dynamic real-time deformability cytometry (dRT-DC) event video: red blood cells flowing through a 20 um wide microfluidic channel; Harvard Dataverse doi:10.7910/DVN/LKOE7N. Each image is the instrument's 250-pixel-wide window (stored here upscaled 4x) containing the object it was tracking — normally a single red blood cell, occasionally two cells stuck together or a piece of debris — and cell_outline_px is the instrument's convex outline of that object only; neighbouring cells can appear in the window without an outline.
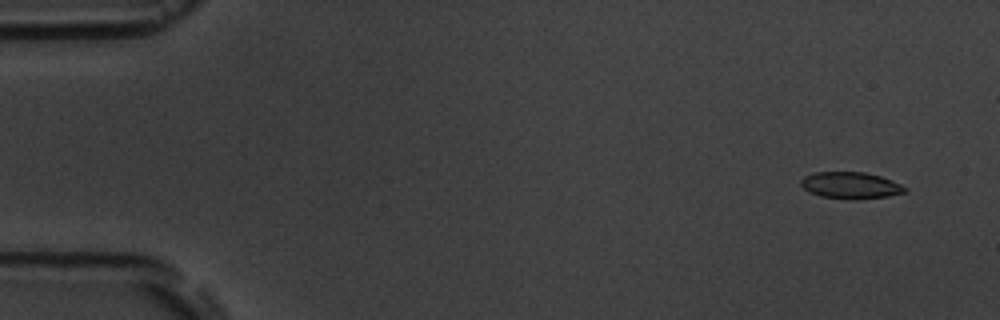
{"species": "common noctule bat (a hibernating species)", "species_latin": "Nyctalus noctula", "temperature_condition": "room temperature", "stored_images_in_passage": 7, "camera_frame_rate_fps": 3000, "um_per_image_px": 0.085, "animal": {"sex": "male", "body_mass_g": 19.5, "forearm_length_mm": 54.6}, "frame": {"image": 1, "passage_image": 2, "time_ms": 1.0, "image_size_px": [1000, 320], "cell_outline_px": [[908, 192], [888, 196], [820, 196], [804, 188], [800, 184], [800, 180], [804, 176], [816, 172], [864, 172], [880, 176], [900, 184], [908, 188]], "centroid_in_image_um": [72.31, 15.69], "position_along_channel_um": 12.7, "area_um2": 15.14}}
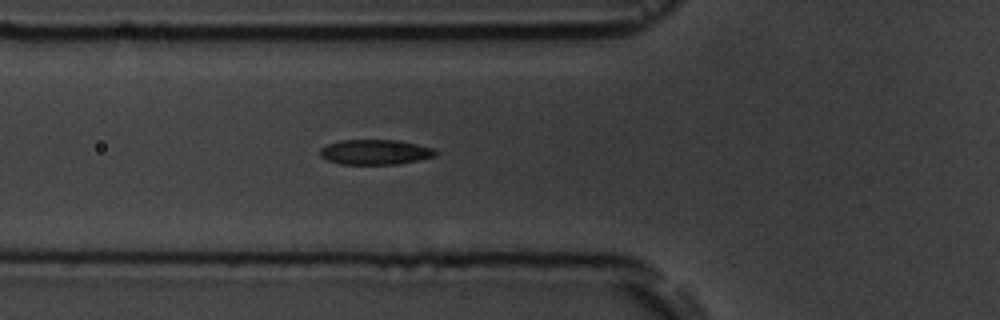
{"frame": {"image": 2, "passage_image": 7, "time_ms": 6.667, "image_size_px": [1000, 320], "cell_outline_px": [[436, 156], [400, 164], [340, 164], [328, 160], [320, 156], [320, 148], [328, 144], [340, 140], [400, 140], [432, 148], [436, 152]], "centroid_in_image_um": [31.88, 12.92], "position_along_channel_um": 93.9, "area_um2": 16.82}}